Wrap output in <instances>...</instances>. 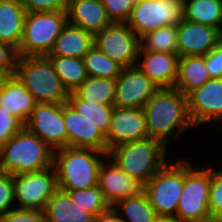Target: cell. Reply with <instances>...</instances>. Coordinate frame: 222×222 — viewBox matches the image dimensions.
Here are the masks:
<instances>
[{"label":"cell","instance_id":"30bf717a","mask_svg":"<svg viewBox=\"0 0 222 222\" xmlns=\"http://www.w3.org/2000/svg\"><path fill=\"white\" fill-rule=\"evenodd\" d=\"M16 208L44 211L49 198L58 190L54 166L13 175Z\"/></svg>","mask_w":222,"mask_h":222},{"label":"cell","instance_id":"5bb4252c","mask_svg":"<svg viewBox=\"0 0 222 222\" xmlns=\"http://www.w3.org/2000/svg\"><path fill=\"white\" fill-rule=\"evenodd\" d=\"M105 138L107 153L118 145L149 138L143 108H119L114 106Z\"/></svg>","mask_w":222,"mask_h":222},{"label":"cell","instance_id":"d4e9b609","mask_svg":"<svg viewBox=\"0 0 222 222\" xmlns=\"http://www.w3.org/2000/svg\"><path fill=\"white\" fill-rule=\"evenodd\" d=\"M209 79L205 56H184L179 58L178 76L174 88L183 95L187 96Z\"/></svg>","mask_w":222,"mask_h":222},{"label":"cell","instance_id":"4fadbf2b","mask_svg":"<svg viewBox=\"0 0 222 222\" xmlns=\"http://www.w3.org/2000/svg\"><path fill=\"white\" fill-rule=\"evenodd\" d=\"M188 114L194 127L222 122V78H210L187 95Z\"/></svg>","mask_w":222,"mask_h":222},{"label":"cell","instance_id":"7c38bea8","mask_svg":"<svg viewBox=\"0 0 222 222\" xmlns=\"http://www.w3.org/2000/svg\"><path fill=\"white\" fill-rule=\"evenodd\" d=\"M25 128L54 151L68 146V135L63 120V103H36L25 123Z\"/></svg>","mask_w":222,"mask_h":222},{"label":"cell","instance_id":"f35d334b","mask_svg":"<svg viewBox=\"0 0 222 222\" xmlns=\"http://www.w3.org/2000/svg\"><path fill=\"white\" fill-rule=\"evenodd\" d=\"M26 12L66 11L68 0H20Z\"/></svg>","mask_w":222,"mask_h":222},{"label":"cell","instance_id":"f1b7e54d","mask_svg":"<svg viewBox=\"0 0 222 222\" xmlns=\"http://www.w3.org/2000/svg\"><path fill=\"white\" fill-rule=\"evenodd\" d=\"M55 71L69 93L74 92L87 78L83 58L79 57H49Z\"/></svg>","mask_w":222,"mask_h":222},{"label":"cell","instance_id":"8fae6325","mask_svg":"<svg viewBox=\"0 0 222 222\" xmlns=\"http://www.w3.org/2000/svg\"><path fill=\"white\" fill-rule=\"evenodd\" d=\"M95 47L122 68L136 66L140 38L126 23L112 22L94 35Z\"/></svg>","mask_w":222,"mask_h":222},{"label":"cell","instance_id":"2e32d148","mask_svg":"<svg viewBox=\"0 0 222 222\" xmlns=\"http://www.w3.org/2000/svg\"><path fill=\"white\" fill-rule=\"evenodd\" d=\"M98 186L110 207L120 200L136 196L143 191V185L125 173L108 156L100 165Z\"/></svg>","mask_w":222,"mask_h":222},{"label":"cell","instance_id":"ee69618b","mask_svg":"<svg viewBox=\"0 0 222 222\" xmlns=\"http://www.w3.org/2000/svg\"><path fill=\"white\" fill-rule=\"evenodd\" d=\"M199 222H222V219L210 217V218H208V219L201 220V221H199Z\"/></svg>","mask_w":222,"mask_h":222},{"label":"cell","instance_id":"bcb514c9","mask_svg":"<svg viewBox=\"0 0 222 222\" xmlns=\"http://www.w3.org/2000/svg\"><path fill=\"white\" fill-rule=\"evenodd\" d=\"M218 34H219L220 41H222V20H221L220 26L218 28Z\"/></svg>","mask_w":222,"mask_h":222},{"label":"cell","instance_id":"ffe728a7","mask_svg":"<svg viewBox=\"0 0 222 222\" xmlns=\"http://www.w3.org/2000/svg\"><path fill=\"white\" fill-rule=\"evenodd\" d=\"M66 13L68 23L94 35L112 23L102 0H68Z\"/></svg>","mask_w":222,"mask_h":222},{"label":"cell","instance_id":"8992f818","mask_svg":"<svg viewBox=\"0 0 222 222\" xmlns=\"http://www.w3.org/2000/svg\"><path fill=\"white\" fill-rule=\"evenodd\" d=\"M184 158L183 191L175 217L179 222H199L210 218L211 167L194 166Z\"/></svg>","mask_w":222,"mask_h":222},{"label":"cell","instance_id":"3957f363","mask_svg":"<svg viewBox=\"0 0 222 222\" xmlns=\"http://www.w3.org/2000/svg\"><path fill=\"white\" fill-rule=\"evenodd\" d=\"M53 159L54 150L25 127L0 147V171L11 175L46 169Z\"/></svg>","mask_w":222,"mask_h":222},{"label":"cell","instance_id":"484cf974","mask_svg":"<svg viewBox=\"0 0 222 222\" xmlns=\"http://www.w3.org/2000/svg\"><path fill=\"white\" fill-rule=\"evenodd\" d=\"M115 92L116 79L88 76L73 93L84 102L114 105Z\"/></svg>","mask_w":222,"mask_h":222},{"label":"cell","instance_id":"9a60e30c","mask_svg":"<svg viewBox=\"0 0 222 222\" xmlns=\"http://www.w3.org/2000/svg\"><path fill=\"white\" fill-rule=\"evenodd\" d=\"M159 89L137 66L123 68L116 79L114 106L119 108H143Z\"/></svg>","mask_w":222,"mask_h":222},{"label":"cell","instance_id":"4dcf8cb0","mask_svg":"<svg viewBox=\"0 0 222 222\" xmlns=\"http://www.w3.org/2000/svg\"><path fill=\"white\" fill-rule=\"evenodd\" d=\"M144 51L177 54V26L171 25L146 33L140 38Z\"/></svg>","mask_w":222,"mask_h":222},{"label":"cell","instance_id":"6da1fadb","mask_svg":"<svg viewBox=\"0 0 222 222\" xmlns=\"http://www.w3.org/2000/svg\"><path fill=\"white\" fill-rule=\"evenodd\" d=\"M149 138L166 147L189 129L194 130L189 114L187 96L176 88H159L143 106ZM194 128V129H193Z\"/></svg>","mask_w":222,"mask_h":222},{"label":"cell","instance_id":"9c48e42d","mask_svg":"<svg viewBox=\"0 0 222 222\" xmlns=\"http://www.w3.org/2000/svg\"><path fill=\"white\" fill-rule=\"evenodd\" d=\"M183 19V0H137L126 24L141 38L159 28L177 26Z\"/></svg>","mask_w":222,"mask_h":222},{"label":"cell","instance_id":"ab89813d","mask_svg":"<svg viewBox=\"0 0 222 222\" xmlns=\"http://www.w3.org/2000/svg\"><path fill=\"white\" fill-rule=\"evenodd\" d=\"M18 53L15 48L0 41V72L6 77L15 75Z\"/></svg>","mask_w":222,"mask_h":222},{"label":"cell","instance_id":"ac0fdd59","mask_svg":"<svg viewBox=\"0 0 222 222\" xmlns=\"http://www.w3.org/2000/svg\"><path fill=\"white\" fill-rule=\"evenodd\" d=\"M63 120L68 135V147L90 148L107 154L105 135L68 103H63Z\"/></svg>","mask_w":222,"mask_h":222},{"label":"cell","instance_id":"60d3db41","mask_svg":"<svg viewBox=\"0 0 222 222\" xmlns=\"http://www.w3.org/2000/svg\"><path fill=\"white\" fill-rule=\"evenodd\" d=\"M205 64L210 78H222V41L205 55Z\"/></svg>","mask_w":222,"mask_h":222},{"label":"cell","instance_id":"1f68e13d","mask_svg":"<svg viewBox=\"0 0 222 222\" xmlns=\"http://www.w3.org/2000/svg\"><path fill=\"white\" fill-rule=\"evenodd\" d=\"M83 60L87 75L90 77L117 79L123 69L95 46L83 57Z\"/></svg>","mask_w":222,"mask_h":222},{"label":"cell","instance_id":"cb8c5ba5","mask_svg":"<svg viewBox=\"0 0 222 222\" xmlns=\"http://www.w3.org/2000/svg\"><path fill=\"white\" fill-rule=\"evenodd\" d=\"M46 222H94L95 217L75 205L69 195L58 189L44 209Z\"/></svg>","mask_w":222,"mask_h":222},{"label":"cell","instance_id":"83f0119b","mask_svg":"<svg viewBox=\"0 0 222 222\" xmlns=\"http://www.w3.org/2000/svg\"><path fill=\"white\" fill-rule=\"evenodd\" d=\"M112 208L122 222H154L158 216L143 191L136 196L118 201Z\"/></svg>","mask_w":222,"mask_h":222},{"label":"cell","instance_id":"44dd1931","mask_svg":"<svg viewBox=\"0 0 222 222\" xmlns=\"http://www.w3.org/2000/svg\"><path fill=\"white\" fill-rule=\"evenodd\" d=\"M36 105L31 92L16 75L7 77L0 89V106L24 125Z\"/></svg>","mask_w":222,"mask_h":222},{"label":"cell","instance_id":"74e56055","mask_svg":"<svg viewBox=\"0 0 222 222\" xmlns=\"http://www.w3.org/2000/svg\"><path fill=\"white\" fill-rule=\"evenodd\" d=\"M0 222H46L44 211L14 208L0 217Z\"/></svg>","mask_w":222,"mask_h":222},{"label":"cell","instance_id":"7bdbcfd3","mask_svg":"<svg viewBox=\"0 0 222 222\" xmlns=\"http://www.w3.org/2000/svg\"><path fill=\"white\" fill-rule=\"evenodd\" d=\"M154 222H179L176 217L172 216H157Z\"/></svg>","mask_w":222,"mask_h":222},{"label":"cell","instance_id":"d6a6232c","mask_svg":"<svg viewBox=\"0 0 222 222\" xmlns=\"http://www.w3.org/2000/svg\"><path fill=\"white\" fill-rule=\"evenodd\" d=\"M65 191L71 201L81 209L91 213L95 218L110 206L105 201L99 186H93L83 190H62Z\"/></svg>","mask_w":222,"mask_h":222},{"label":"cell","instance_id":"52a82bcc","mask_svg":"<svg viewBox=\"0 0 222 222\" xmlns=\"http://www.w3.org/2000/svg\"><path fill=\"white\" fill-rule=\"evenodd\" d=\"M67 23L66 11L27 12L18 56H48Z\"/></svg>","mask_w":222,"mask_h":222},{"label":"cell","instance_id":"e575fe53","mask_svg":"<svg viewBox=\"0 0 222 222\" xmlns=\"http://www.w3.org/2000/svg\"><path fill=\"white\" fill-rule=\"evenodd\" d=\"M137 0H102L112 22L126 23Z\"/></svg>","mask_w":222,"mask_h":222},{"label":"cell","instance_id":"b9f144b4","mask_svg":"<svg viewBox=\"0 0 222 222\" xmlns=\"http://www.w3.org/2000/svg\"><path fill=\"white\" fill-rule=\"evenodd\" d=\"M94 222H122L118 213L110 207L108 210L100 213Z\"/></svg>","mask_w":222,"mask_h":222},{"label":"cell","instance_id":"5b68a950","mask_svg":"<svg viewBox=\"0 0 222 222\" xmlns=\"http://www.w3.org/2000/svg\"><path fill=\"white\" fill-rule=\"evenodd\" d=\"M15 75L36 103H67L69 92L48 56H18Z\"/></svg>","mask_w":222,"mask_h":222},{"label":"cell","instance_id":"f546056e","mask_svg":"<svg viewBox=\"0 0 222 222\" xmlns=\"http://www.w3.org/2000/svg\"><path fill=\"white\" fill-rule=\"evenodd\" d=\"M67 103L83 117L93 123L105 136L108 132L114 105H99L97 101L84 102L73 92L69 93Z\"/></svg>","mask_w":222,"mask_h":222},{"label":"cell","instance_id":"277c9868","mask_svg":"<svg viewBox=\"0 0 222 222\" xmlns=\"http://www.w3.org/2000/svg\"><path fill=\"white\" fill-rule=\"evenodd\" d=\"M168 149L152 138L127 142L110 149L107 156L143 186L169 161Z\"/></svg>","mask_w":222,"mask_h":222},{"label":"cell","instance_id":"836d02e7","mask_svg":"<svg viewBox=\"0 0 222 222\" xmlns=\"http://www.w3.org/2000/svg\"><path fill=\"white\" fill-rule=\"evenodd\" d=\"M211 167L209 213L212 218L222 219V169Z\"/></svg>","mask_w":222,"mask_h":222},{"label":"cell","instance_id":"f6af8a7d","mask_svg":"<svg viewBox=\"0 0 222 222\" xmlns=\"http://www.w3.org/2000/svg\"><path fill=\"white\" fill-rule=\"evenodd\" d=\"M6 78L7 77L2 72H0V89L2 88V85Z\"/></svg>","mask_w":222,"mask_h":222},{"label":"cell","instance_id":"8d00e7d4","mask_svg":"<svg viewBox=\"0 0 222 222\" xmlns=\"http://www.w3.org/2000/svg\"><path fill=\"white\" fill-rule=\"evenodd\" d=\"M25 125L0 106V147L7 143Z\"/></svg>","mask_w":222,"mask_h":222},{"label":"cell","instance_id":"603a6c76","mask_svg":"<svg viewBox=\"0 0 222 222\" xmlns=\"http://www.w3.org/2000/svg\"><path fill=\"white\" fill-rule=\"evenodd\" d=\"M26 10L20 0H0V41L19 50Z\"/></svg>","mask_w":222,"mask_h":222},{"label":"cell","instance_id":"d6986e66","mask_svg":"<svg viewBox=\"0 0 222 222\" xmlns=\"http://www.w3.org/2000/svg\"><path fill=\"white\" fill-rule=\"evenodd\" d=\"M179 56L140 48L136 66L159 88H173L178 76Z\"/></svg>","mask_w":222,"mask_h":222},{"label":"cell","instance_id":"7a4b0ae2","mask_svg":"<svg viewBox=\"0 0 222 222\" xmlns=\"http://www.w3.org/2000/svg\"><path fill=\"white\" fill-rule=\"evenodd\" d=\"M105 152L90 148L65 147L54 151L53 166L58 189L83 190L98 185Z\"/></svg>","mask_w":222,"mask_h":222},{"label":"cell","instance_id":"e0dca14e","mask_svg":"<svg viewBox=\"0 0 222 222\" xmlns=\"http://www.w3.org/2000/svg\"><path fill=\"white\" fill-rule=\"evenodd\" d=\"M220 42L218 29L183 19L177 25V55L205 56Z\"/></svg>","mask_w":222,"mask_h":222},{"label":"cell","instance_id":"ba28073f","mask_svg":"<svg viewBox=\"0 0 222 222\" xmlns=\"http://www.w3.org/2000/svg\"><path fill=\"white\" fill-rule=\"evenodd\" d=\"M184 157L166 163L144 186L155 213L175 217L183 191Z\"/></svg>","mask_w":222,"mask_h":222},{"label":"cell","instance_id":"4316f807","mask_svg":"<svg viewBox=\"0 0 222 222\" xmlns=\"http://www.w3.org/2000/svg\"><path fill=\"white\" fill-rule=\"evenodd\" d=\"M184 19L214 28L222 20V0H183Z\"/></svg>","mask_w":222,"mask_h":222},{"label":"cell","instance_id":"d590c367","mask_svg":"<svg viewBox=\"0 0 222 222\" xmlns=\"http://www.w3.org/2000/svg\"><path fill=\"white\" fill-rule=\"evenodd\" d=\"M16 208L13 175L0 171V217Z\"/></svg>","mask_w":222,"mask_h":222},{"label":"cell","instance_id":"7402d4cb","mask_svg":"<svg viewBox=\"0 0 222 222\" xmlns=\"http://www.w3.org/2000/svg\"><path fill=\"white\" fill-rule=\"evenodd\" d=\"M94 46V34L67 23L55 40L48 57L83 58Z\"/></svg>","mask_w":222,"mask_h":222}]
</instances>
